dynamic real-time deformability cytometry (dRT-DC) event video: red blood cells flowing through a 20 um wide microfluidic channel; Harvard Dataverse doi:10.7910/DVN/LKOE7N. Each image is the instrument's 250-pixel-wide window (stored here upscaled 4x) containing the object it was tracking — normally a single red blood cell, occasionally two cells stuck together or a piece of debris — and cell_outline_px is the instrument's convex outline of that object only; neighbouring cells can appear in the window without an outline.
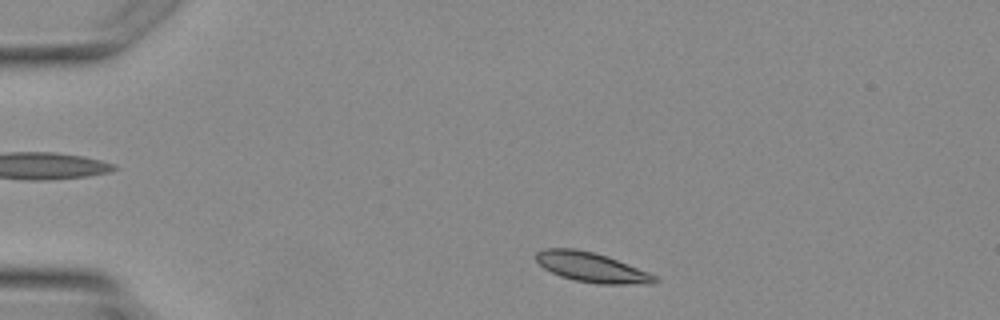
{"species": "Egyptian fruit bat (a non-hibernating species)", "species_latin": "Rousettus aegyptiacus", "temperature_condition": "warm", "stored_images_in_passage": 2, "camera_frame_rate_fps": 3000, "um_per_image_px": 0.085, "animal": {"sex": "female"}, "frame": {"image": 1, "passage_image": 2, "time_ms": 1.0, "image_size_px": [1000, 320], "cell_outline_px": [[660, 280], [652, 284], [600, 284], [576, 280], [560, 276], [544, 268], [536, 260], [536, 252], [544, 248], [576, 248], [608, 256], [648, 272], [656, 276]], "centroid_in_image_um": [50.3, 22.72], "position_along_channel_um": 34.7, "area_um2": 20.52}}